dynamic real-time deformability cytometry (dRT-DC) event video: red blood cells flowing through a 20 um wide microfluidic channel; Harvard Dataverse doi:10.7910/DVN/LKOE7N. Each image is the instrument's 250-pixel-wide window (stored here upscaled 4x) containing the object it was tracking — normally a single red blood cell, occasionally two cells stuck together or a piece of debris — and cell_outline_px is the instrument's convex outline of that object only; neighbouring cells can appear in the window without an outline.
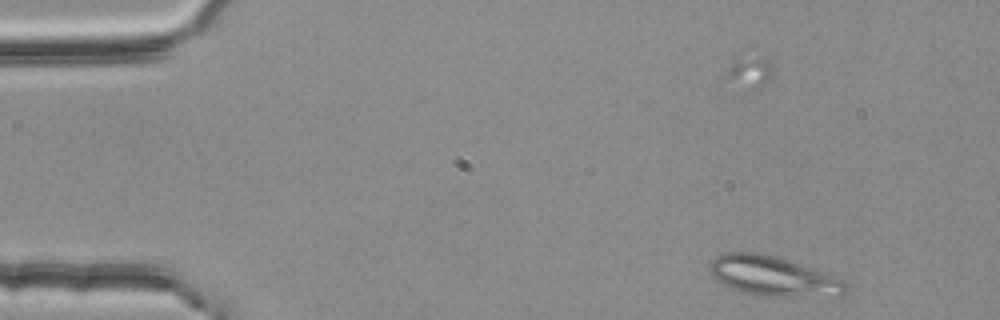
{"species": "common noctule bat (a hibernating species)", "species_latin": "Nyctalus noctula", "temperature_condition": "room temperature", "stored_images_in_passage": 49, "segment_of_instrument_passage": [1, 2], "camera_frame_rate_fps": 3000, "um_per_image_px": 0.085, "animal": {"sex": "female", "body_mass_g": 25.1}, "frame": {"image": 1, "passage_image": 1, "time_ms": 0.0, "image_size_px": [1000, 320], "cell_outline_px": [[848, 292], [844, 296], [760, 296], [740, 292], [720, 284], [712, 276], [708, 268], [708, 264], [716, 256], [724, 252], [756, 252], [776, 256], [788, 260], [844, 280], [848, 284]], "centroid_in_image_um": [65.68, 23.49], "position_along_channel_um": 19.3, "area_um2": 31.85}}